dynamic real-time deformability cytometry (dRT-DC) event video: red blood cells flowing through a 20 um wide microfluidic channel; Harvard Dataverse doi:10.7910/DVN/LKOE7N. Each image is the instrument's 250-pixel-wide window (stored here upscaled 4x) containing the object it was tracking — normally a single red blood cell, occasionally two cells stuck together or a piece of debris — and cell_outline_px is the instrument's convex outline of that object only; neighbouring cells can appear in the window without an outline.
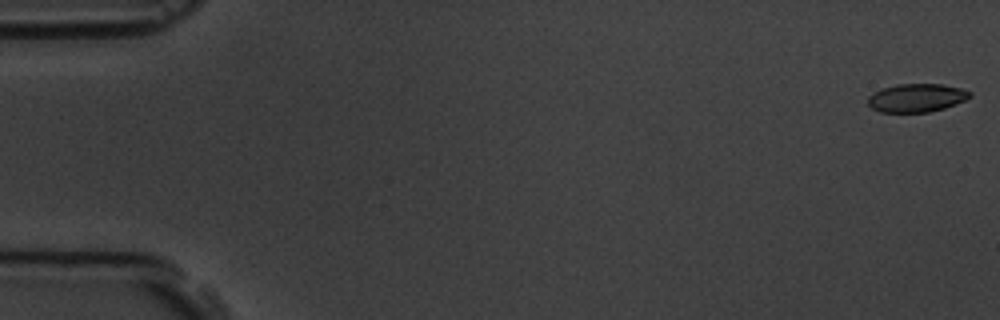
{"species": "common noctule bat (a hibernating species)", "species_latin": "Nyctalus noctula", "temperature_condition": "room temperature", "stored_images_in_passage": 5, "camera_frame_rate_fps": 3000, "um_per_image_px": 0.085, "animal": {"sex": "male", "body_mass_g": 19.5, "forearm_length_mm": 54.6}, "frame": {"image": 1, "passage_image": 1, "time_ms": 0.0, "image_size_px": [1000, 320], "cell_outline_px": [[972, 96], [956, 104], [944, 108], [928, 112], [880, 112], [872, 108], [868, 104], [868, 96], [872, 92], [896, 84], [944, 84], [960, 88], [972, 92]], "centroid_in_image_um": [77.9, 8.31], "position_along_channel_um": 7.1, "area_um2": 16.88}}